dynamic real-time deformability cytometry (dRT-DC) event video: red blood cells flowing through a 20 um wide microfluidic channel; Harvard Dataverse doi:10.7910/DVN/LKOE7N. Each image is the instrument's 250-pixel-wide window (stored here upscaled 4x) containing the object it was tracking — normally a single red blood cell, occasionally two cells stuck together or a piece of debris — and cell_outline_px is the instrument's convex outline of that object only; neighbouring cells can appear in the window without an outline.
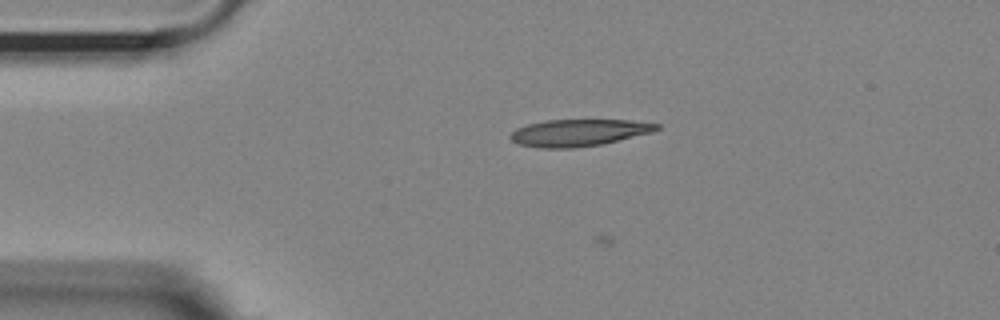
{"species": "Egyptian fruit bat (a non-hibernating species)", "species_latin": "Rousettus aegyptiacus", "temperature_condition": "room temperature", "stored_images_in_passage": 23, "camera_frame_rate_fps": 3000, "um_per_image_px": 0.085, "animal": {"sex": "female"}, "frame": {"image": 1, "passage_image": 13, "time_ms": 4.0, "image_size_px": [1000, 320], "cell_outline_px": [[660, 128], [652, 132], [600, 144], [572, 148], [540, 148], [520, 144], [512, 140], [508, 136], [516, 128], [528, 124], [544, 120], [628, 120], [660, 124]], "centroid_in_image_um": [49.16, 11.27], "position_along_channel_um": 35.8, "area_um2": 22.72}}
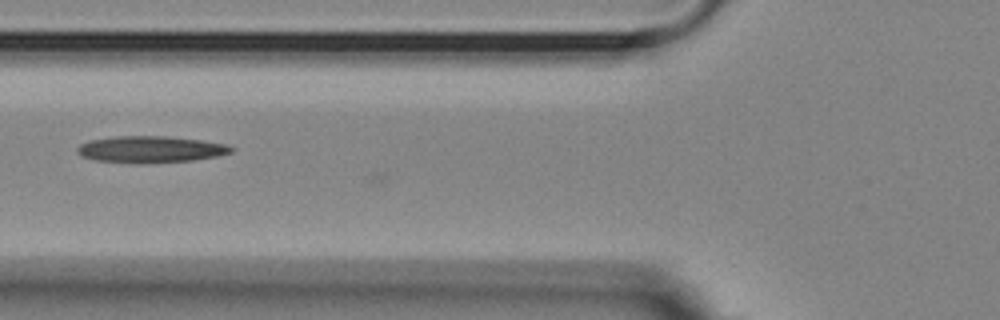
{"frame": {"image": 2, "passage_image": 22, "time_ms": 7.0, "image_size_px": [1000, 320], "cell_outline_px": [[236, 148], [232, 152], [216, 156], [192, 160], [96, 160], [80, 156], [76, 152], [76, 148], [80, 144], [88, 140], [116, 136], [164, 136], [204, 140], [228, 144]], "centroid_in_image_um": [12.83, 12.63], "position_along_channel_um": 113.0, "area_um2": 22.77}}